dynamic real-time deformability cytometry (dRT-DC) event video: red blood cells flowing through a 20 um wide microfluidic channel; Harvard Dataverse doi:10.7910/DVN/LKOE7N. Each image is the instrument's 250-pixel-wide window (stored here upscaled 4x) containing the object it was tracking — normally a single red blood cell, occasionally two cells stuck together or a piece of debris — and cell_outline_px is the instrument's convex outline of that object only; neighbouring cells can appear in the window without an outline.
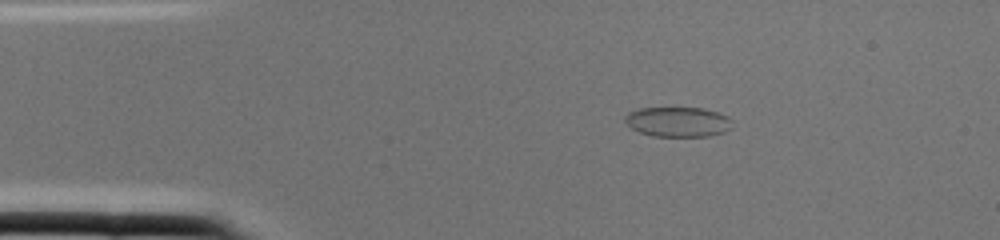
{"species": "common noctule bat (a hibernating species)", "species_latin": "Nyctalus noctula", "temperature_condition": "cold", "stored_images_in_passage": 1, "camera_frame_rate_fps": 3000, "um_per_image_px": 0.085, "animal": {"sex": "female", "body_mass_g": 22.0, "forearm_length_mm": 56.7}, "frame": {"image": 1, "passage_image": 1, "time_ms": 0.0, "image_size_px": [1000, 240], "cell_outline_px": [[732, 128], [724, 132], [708, 136], [652, 136], [640, 132], [632, 128], [624, 120], [624, 116], [628, 112], [640, 108], [704, 108], [728, 116], [732, 120]], "centroid_in_image_um": [57.64, 10.35], "position_along_channel_um": 27.4, "area_um2": 18.73}}